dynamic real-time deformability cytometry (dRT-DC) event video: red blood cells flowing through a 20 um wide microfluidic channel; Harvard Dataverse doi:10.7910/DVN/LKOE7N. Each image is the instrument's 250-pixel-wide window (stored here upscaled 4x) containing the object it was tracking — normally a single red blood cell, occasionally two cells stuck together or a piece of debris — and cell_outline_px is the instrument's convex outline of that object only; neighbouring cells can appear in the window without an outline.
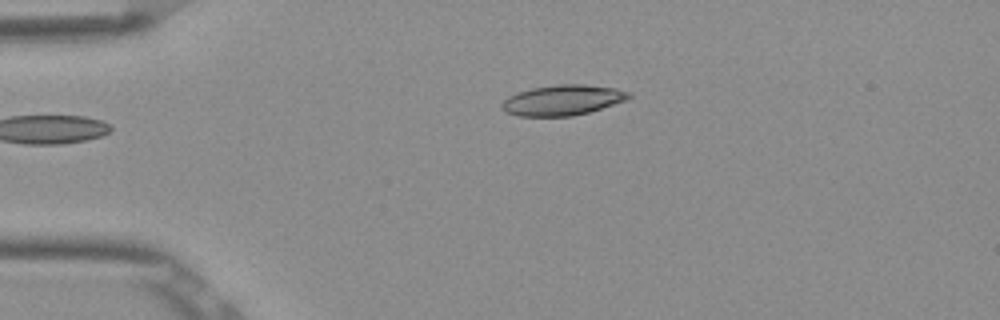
{"species": "Egyptian fruit bat (a non-hibernating species)", "species_latin": "Rousettus aegyptiacus", "temperature_condition": "room temperature", "stored_images_in_passage": 5, "camera_frame_rate_fps": 3000, "um_per_image_px": 0.085, "frame": {"image": 1, "passage_image": 5, "time_ms": 1.333, "image_size_px": [1000, 320], "cell_outline_px": [[632, 96], [628, 100], [588, 112], [572, 116], [520, 116], [504, 112], [500, 104], [508, 96], [532, 88], [560, 84], [584, 84], [616, 88], [628, 92]], "centroid_in_image_um": [47.83, 8.51], "position_along_channel_um": 37.2, "area_um2": 22.43}}